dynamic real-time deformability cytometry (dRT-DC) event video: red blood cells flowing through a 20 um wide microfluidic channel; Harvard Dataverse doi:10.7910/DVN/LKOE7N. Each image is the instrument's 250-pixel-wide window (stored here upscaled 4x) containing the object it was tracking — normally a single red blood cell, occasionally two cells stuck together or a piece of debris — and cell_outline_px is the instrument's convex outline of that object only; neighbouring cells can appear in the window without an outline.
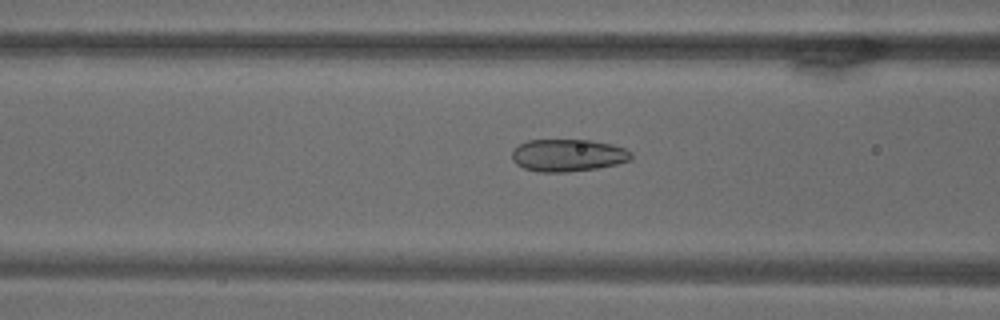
{"species": "common noctule bat (a hibernating species)", "species_latin": "Nyctalus noctula", "temperature_condition": "warm", "stored_images_in_passage": 70, "camera_frame_rate_fps": 3000, "um_per_image_px": 0.085, "animal": {"sex": "male", "body_mass_g": 18.8}, "frame": {"image": 1, "passage_image": 28, "time_ms": 9.0, "image_size_px": [1000, 320], "cell_outline_px": [[632, 160], [616, 164], [596, 168], [564, 172], [536, 172], [524, 168], [516, 164], [512, 160], [512, 152], [520, 144], [528, 140], [592, 140], [612, 144], [624, 148], [632, 152]], "centroid_in_image_um": [48.28, 13.2], "position_along_channel_um": 118.3, "area_um2": 22.48}}
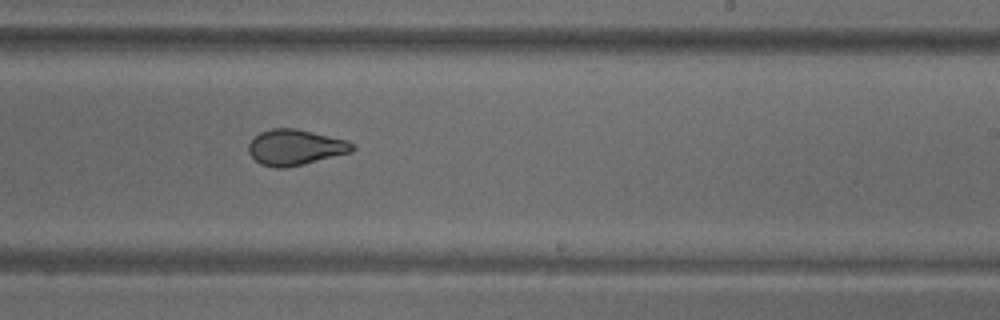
{"frame": {"image": 2, "passage_image": 43, "time_ms": 14.0, "image_size_px": [1000, 320], "cell_outline_px": [[356, 148], [352, 152], [304, 164], [284, 168], [276, 168], [260, 164], [248, 152], [248, 144], [260, 132], [272, 128], [296, 128], [348, 140]], "centroid_in_image_um": [25.11, 12.52], "position_along_channel_um": 263.9, "area_um2": 21.62}}
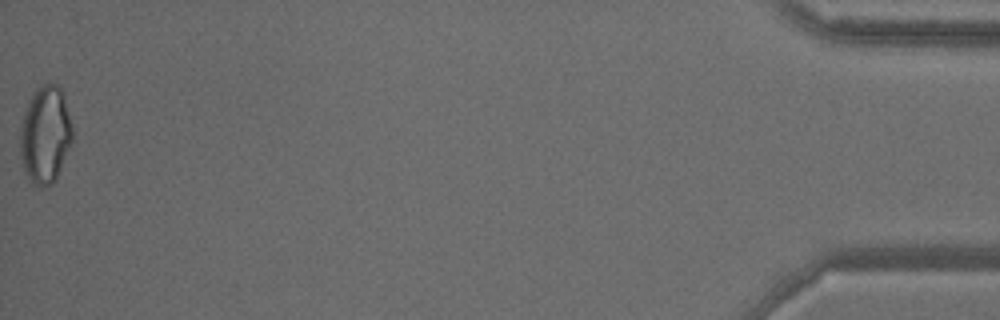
{"frame": {"image": 3, "passage_image": 70, "time_ms": 23.0, "image_size_px": [1000, 320], "cell_outline_px": [[72, 140], [56, 180], [52, 184], [44, 188], [36, 188], [32, 184], [24, 172], [20, 156], [20, 128], [24, 112], [32, 92], [36, 88], [44, 84], [60, 84], [64, 92], [72, 128]], "centroid_in_image_um": [3.84, 11.47], "position_along_channel_um": 431.4, "area_um2": 30.23}}